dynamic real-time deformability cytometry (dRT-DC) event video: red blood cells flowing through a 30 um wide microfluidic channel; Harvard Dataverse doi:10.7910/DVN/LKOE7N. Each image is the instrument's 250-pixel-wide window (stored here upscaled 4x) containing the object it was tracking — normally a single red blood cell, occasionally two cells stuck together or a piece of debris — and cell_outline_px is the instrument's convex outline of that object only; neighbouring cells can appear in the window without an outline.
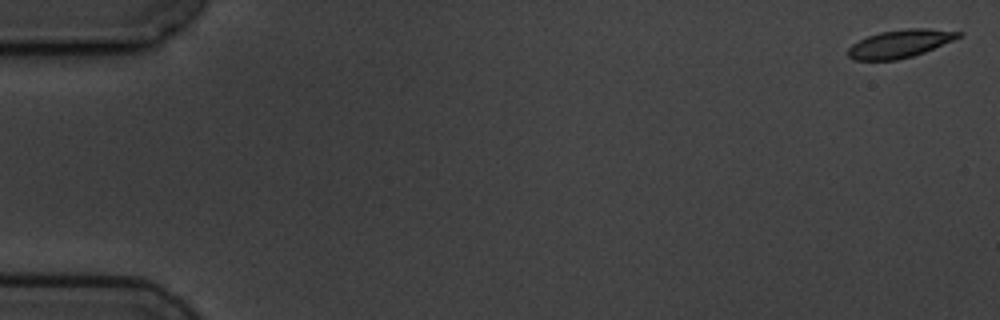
{"species": "common noctule bat (a hibernating species)", "species_latin": "Nyctalus noctula", "temperature_condition": "cold", "stored_images_in_passage": 4, "camera_frame_rate_fps": 3000, "um_per_image_px": 0.085, "animal": {"sex": "male", "body_mass_g": 19.5, "forearm_length_mm": 54.6}, "frame": {"image": 1, "passage_image": 1, "time_ms": 0.0, "image_size_px": [1000, 320], "cell_outline_px": [[964, 32], [960, 36], [952, 40], [924, 52], [912, 56], [896, 60], [852, 60], [848, 56], [848, 48], [852, 44], [868, 36], [880, 32], [908, 28], [928, 28]], "centroid_in_image_um": [76.48, 3.71], "position_along_channel_um": 8.5, "area_um2": 17.8}}